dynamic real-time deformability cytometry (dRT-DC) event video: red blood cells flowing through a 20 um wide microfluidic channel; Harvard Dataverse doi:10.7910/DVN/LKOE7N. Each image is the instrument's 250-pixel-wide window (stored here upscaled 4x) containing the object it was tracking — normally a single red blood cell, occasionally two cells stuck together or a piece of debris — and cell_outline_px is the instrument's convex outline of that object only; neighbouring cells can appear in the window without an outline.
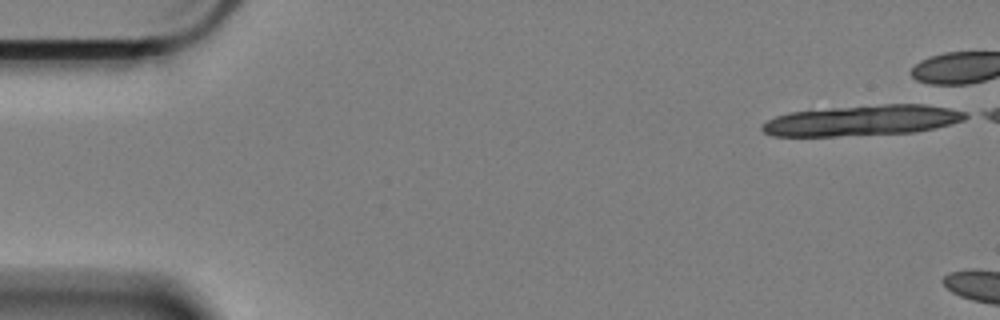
{"species": "Egyptian fruit bat (a non-hibernating species)", "species_latin": "Rousettus aegyptiacus", "temperature_condition": "cold", "stored_images_in_passage": 6, "camera_frame_rate_fps": 3000, "um_per_image_px": 0.085, "animal": {"sex": "female"}, "frame": {"image": 1, "passage_image": 1, "time_ms": 0.0, "image_size_px": [1000, 320], "cell_outline_px": [[972, 116], [964, 120], [932, 128], [912, 132], [836, 136], [776, 136], [764, 132], [760, 128], [768, 120], [776, 116], [788, 112], [832, 108], [884, 104], [924, 104], [948, 108], [964, 112]], "centroid_in_image_um": [73.3, 10.23], "position_along_channel_um": 11.7, "area_um2": 35.78}}